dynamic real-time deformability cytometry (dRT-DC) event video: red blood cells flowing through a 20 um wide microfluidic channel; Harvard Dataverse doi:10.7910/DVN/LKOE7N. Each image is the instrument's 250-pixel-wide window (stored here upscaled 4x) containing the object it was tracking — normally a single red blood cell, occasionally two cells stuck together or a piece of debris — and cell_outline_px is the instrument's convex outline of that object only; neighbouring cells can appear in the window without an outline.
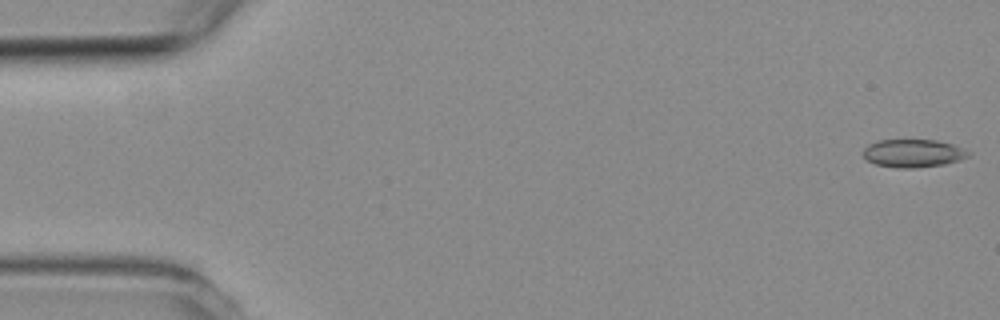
{"species": "common noctule bat (a hibernating species)", "species_latin": "Nyctalus noctula", "temperature_condition": "room temperature", "stored_images_in_passage": 4, "camera_frame_rate_fps": 3000, "um_per_image_px": 0.085, "animal": {"sex": "female", "body_mass_g": 19.3, "forearm_length_mm": 54.1}, "frame": {"image": 1, "passage_image": 1, "time_ms": 0.0, "image_size_px": [1000, 320], "cell_outline_px": [[972, 152], [968, 156], [960, 160], [944, 164], [916, 168], [896, 168], [876, 164], [864, 160], [860, 152], [868, 144], [880, 140], [936, 140], [952, 144]], "centroid_in_image_um": [77.56, 13.03], "position_along_channel_um": 7.4, "area_um2": 17.4}}